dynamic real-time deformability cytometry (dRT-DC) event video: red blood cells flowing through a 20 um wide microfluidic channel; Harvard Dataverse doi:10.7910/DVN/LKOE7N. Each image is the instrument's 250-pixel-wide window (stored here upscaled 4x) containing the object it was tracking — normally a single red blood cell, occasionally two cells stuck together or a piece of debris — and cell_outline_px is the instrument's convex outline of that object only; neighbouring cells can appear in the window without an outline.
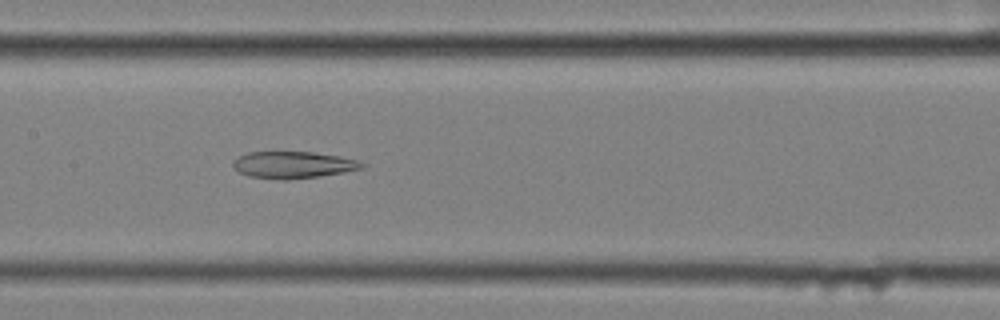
{"species": "common noctule bat (a hibernating species)", "species_latin": "Nyctalus noctula", "temperature_condition": "cold", "stored_images_in_passage": 56, "camera_frame_rate_fps": 3000, "um_per_image_px": 0.085, "animal": {"sex": "female", "body_mass_g": 25.1}, "frame": {"image": 1, "passage_image": 27, "time_ms": 8.667, "image_size_px": [1000, 320], "cell_outline_px": [[364, 168], [344, 172], [316, 176], [284, 180], [248, 176], [240, 172], [232, 164], [232, 160], [236, 156], [248, 152], [312, 152], [340, 156], [356, 160], [364, 164]], "centroid_in_image_um": [24.87, 14.0], "position_along_channel_um": 182.5, "area_um2": 20.0}}
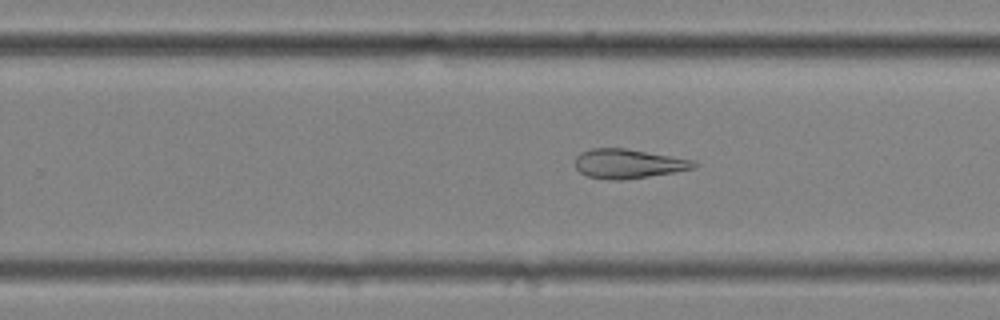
{"frame": {"image": 2, "passage_image": 35, "time_ms": 11.333, "image_size_px": [1000, 320], "cell_outline_px": [[700, 164], [696, 168], [624, 180], [612, 180], [588, 176], [580, 172], [576, 168], [576, 156], [580, 152], [592, 148], [624, 148], [696, 160]], "centroid_in_image_um": [53.43, 13.91], "position_along_channel_um": 276.4, "area_um2": 20.29}}
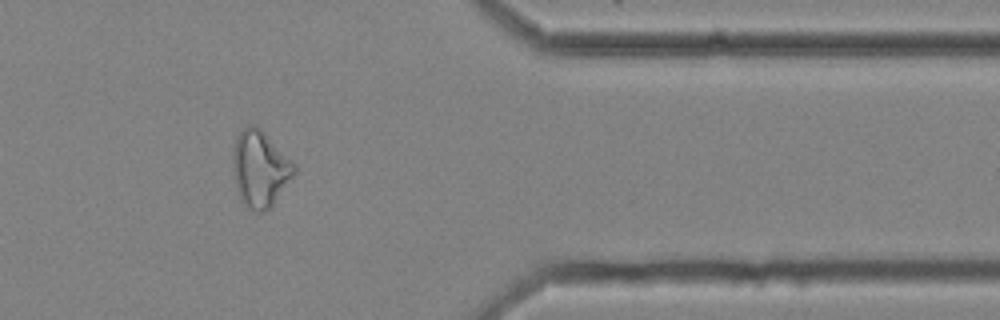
{"frame": {"image": 3, "passage_image": 46, "time_ms": 15.0, "image_size_px": [1000, 320], "cell_outline_px": [[296, 172], [272, 208], [264, 212], [256, 212], [248, 208], [240, 200], [236, 188], [232, 160], [232, 152], [236, 136], [248, 124], [256, 124], [296, 164]], "centroid_in_image_um": [22.1, 14.37], "position_along_channel_um": 389.3, "area_um2": 27.69}, "authors_computed_cell_mechanics": {"area_um2": 27.7151, "velocity_mm_per_s": 3.528, "shape_relaxation_time_tau1_ms": null, "shape_relaxation_time_tau2_ms": 4.0218, "deformation_change_tau1": null, "deformation_change_tau2": 0.1375}}